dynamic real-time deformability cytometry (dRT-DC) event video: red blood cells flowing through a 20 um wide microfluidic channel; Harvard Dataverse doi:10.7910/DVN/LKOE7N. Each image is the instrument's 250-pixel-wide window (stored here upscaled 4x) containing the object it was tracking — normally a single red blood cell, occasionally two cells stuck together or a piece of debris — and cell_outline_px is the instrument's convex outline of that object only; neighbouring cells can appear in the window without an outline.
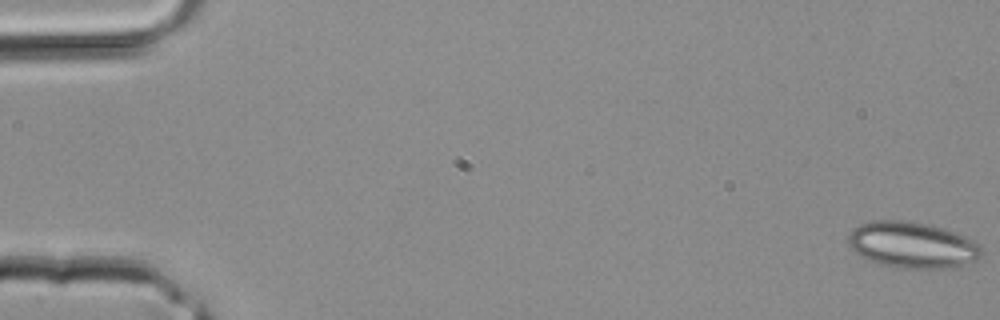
{"species": "common noctule bat (a hibernating species)", "species_latin": "Nyctalus noctula", "temperature_condition": "room temperature", "stored_images_in_passage": 40, "segment_of_instrument_passage": [1, 2], "camera_frame_rate_fps": 3000, "um_per_image_px": 0.085, "animal": {"sex": "male", "body_mass_g": 20.4}, "frame": {"image": 1, "passage_image": 1, "time_ms": 0.0, "image_size_px": [1000, 320], "cell_outline_px": [[984, 252], [976, 260], [952, 268], [896, 268], [880, 264], [868, 260], [860, 256], [848, 244], [848, 236], [860, 224], [872, 220], [908, 220], [944, 228], [956, 232], [980, 244]], "centroid_in_image_um": [77.56, 20.82], "position_along_channel_um": 7.4, "area_um2": 36.01}}